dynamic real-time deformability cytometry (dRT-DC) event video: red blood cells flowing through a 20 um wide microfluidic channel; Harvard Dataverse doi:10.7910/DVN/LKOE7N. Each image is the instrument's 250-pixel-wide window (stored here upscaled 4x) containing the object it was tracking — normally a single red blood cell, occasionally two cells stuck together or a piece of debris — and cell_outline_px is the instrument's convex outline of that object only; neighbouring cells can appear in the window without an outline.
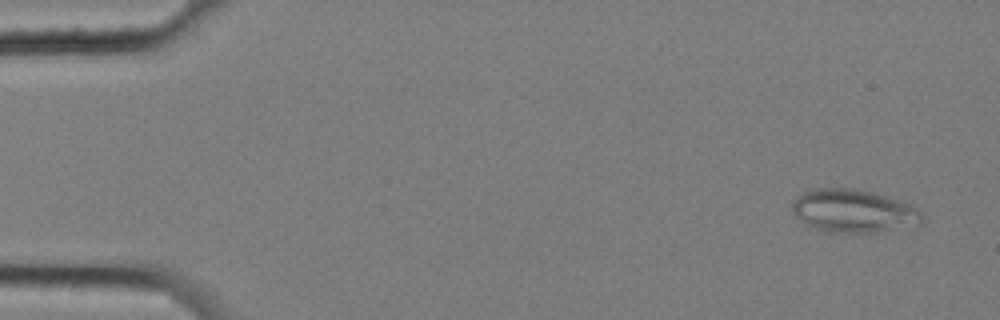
{"species": "common noctule bat (a hibernating species)", "species_latin": "Nyctalus noctula", "temperature_condition": "cold", "stored_images_in_passage": 6, "camera_frame_rate_fps": 3000, "um_per_image_px": 0.085, "animal": {"sex": "female", "body_mass_g": 25.1}, "frame": {"image": 1, "passage_image": 1, "time_ms": 0.0, "image_size_px": [1000, 320], "cell_outline_px": [[924, 220], [920, 224], [876, 232], [824, 232], [812, 228], [800, 220], [792, 212], [792, 200], [808, 188], [856, 188], [872, 192], [912, 204], [924, 216]], "centroid_in_image_um": [72.51, 17.92], "position_along_channel_um": 12.5, "area_um2": 32.89}}